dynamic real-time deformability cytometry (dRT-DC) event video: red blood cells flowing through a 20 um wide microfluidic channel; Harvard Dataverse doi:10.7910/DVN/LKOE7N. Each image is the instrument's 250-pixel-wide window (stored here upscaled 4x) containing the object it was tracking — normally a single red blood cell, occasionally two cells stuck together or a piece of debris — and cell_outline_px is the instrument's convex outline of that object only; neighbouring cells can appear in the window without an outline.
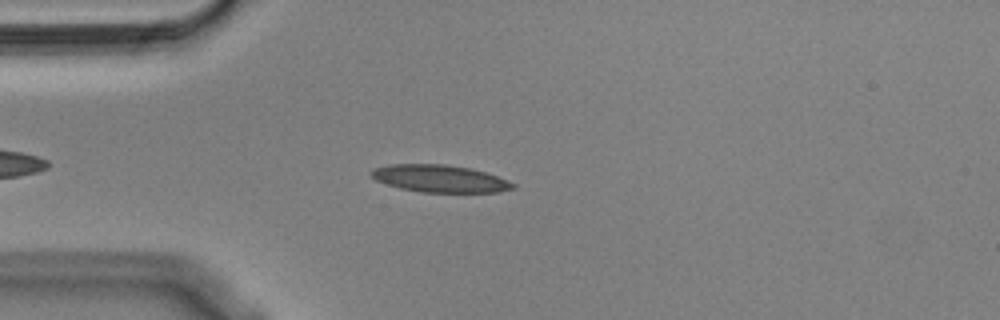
{"species": "Egyptian fruit bat (a non-hibernating species)", "species_latin": "Rousettus aegyptiacus", "temperature_condition": "cold", "stored_images_in_passage": 46, "camera_frame_rate_fps": 3000, "um_per_image_px": 0.085, "animal": {"sex": "male"}, "frame": {"image": 1, "passage_image": 8, "time_ms": 2.333, "image_size_px": [1000, 320], "cell_outline_px": [[516, 188], [496, 192], [420, 192], [400, 188], [376, 180], [372, 176], [372, 168], [388, 164], [444, 164], [468, 168], [484, 172], [496, 176], [516, 184]], "centroid_in_image_um": [37.37, 15.18], "position_along_channel_um": 47.6, "area_um2": 22.31}}
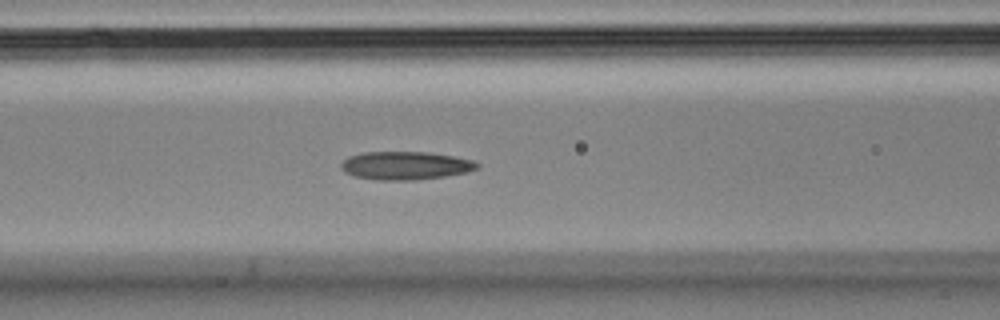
{"frame": {"image": 2, "passage_image": 16, "time_ms": 5.0, "image_size_px": [1000, 320], "cell_outline_px": [[480, 168], [468, 172], [444, 176], [416, 180], [380, 180], [356, 176], [344, 172], [340, 168], [340, 164], [348, 156], [360, 152], [428, 152], [452, 156], [472, 160], [480, 164]], "centroid_in_image_um": [34.46, 14.07], "position_along_channel_um": 132.1, "area_um2": 22.43}}
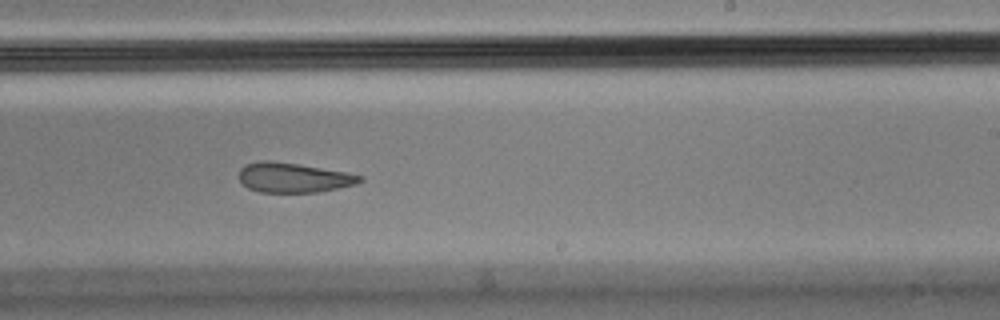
{"frame": {"image": 3, "passage_image": 27, "time_ms": 8.667, "image_size_px": [1000, 320], "cell_outline_px": [[364, 180], [356, 184], [316, 192], [260, 192], [248, 188], [240, 180], [240, 168], [244, 164], [260, 160], [272, 160], [348, 172], [364, 176]], "centroid_in_image_um": [24.95, 15.08], "position_along_channel_um": 264.1, "area_um2": 20.98}, "authors_computed_cell_mechanics": {"area_um2": 22.4553, "velocity_mm_per_s": 3.5975, "shape_relaxation_time_tau1_ms": null, "shape_relaxation_time_tau2_ms": 1.7932, "deformation_change_tau1": null, "deformation_change_tau2": 0.0952}}